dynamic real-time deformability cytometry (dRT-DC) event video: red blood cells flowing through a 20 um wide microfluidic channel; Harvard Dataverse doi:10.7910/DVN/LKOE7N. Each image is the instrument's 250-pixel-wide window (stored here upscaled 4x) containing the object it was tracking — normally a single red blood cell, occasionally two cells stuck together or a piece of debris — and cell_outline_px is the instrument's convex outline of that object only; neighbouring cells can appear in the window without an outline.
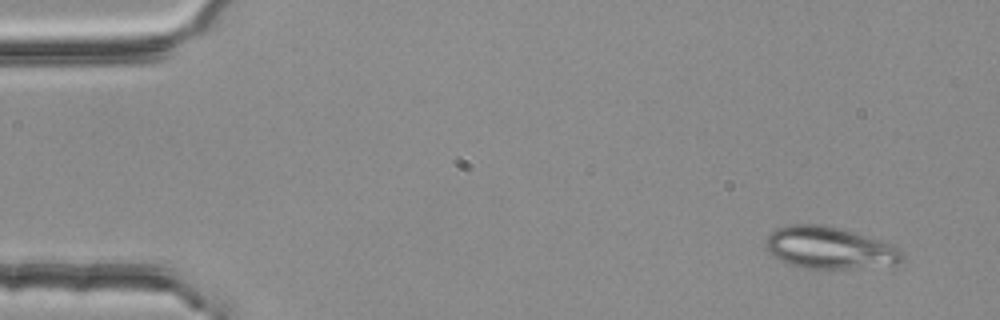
{"species": "common noctule bat (a hibernating species)", "species_latin": "Nyctalus noctula", "temperature_condition": "room temperature", "stored_images_in_passage": 4, "camera_frame_rate_fps": 3000, "um_per_image_px": 0.085, "animal": {"sex": "female", "body_mass_g": 25.1}, "frame": {"image": 1, "passage_image": 1, "time_ms": 0.0, "image_size_px": [1000, 320], "cell_outline_px": [[904, 260], [896, 264], [848, 268], [804, 268], [780, 260], [764, 244], [768, 236], [776, 228], [784, 224], [820, 224], [840, 228], [868, 236], [880, 240], [900, 248], [904, 252]], "centroid_in_image_um": [70.53, 21.04], "position_along_channel_um": 14.5, "area_um2": 33.12}}